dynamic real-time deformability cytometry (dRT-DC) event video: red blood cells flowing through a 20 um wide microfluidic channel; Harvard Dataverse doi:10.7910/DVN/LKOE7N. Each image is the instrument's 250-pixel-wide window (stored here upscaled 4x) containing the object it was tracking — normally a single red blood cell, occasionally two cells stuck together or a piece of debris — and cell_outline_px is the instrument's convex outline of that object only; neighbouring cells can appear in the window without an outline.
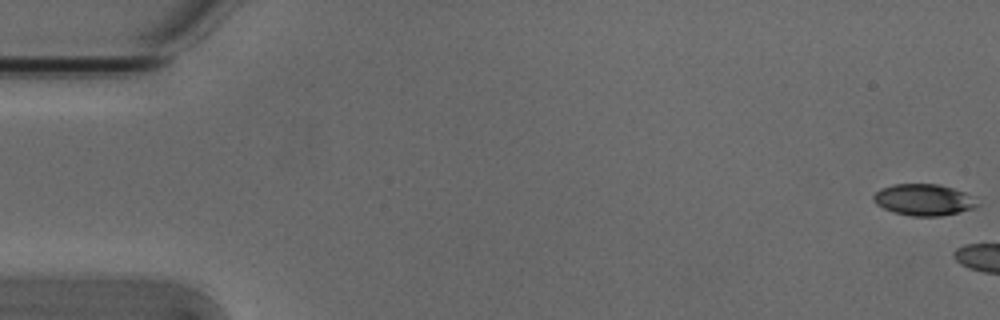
{"species": "Egyptian fruit bat (a non-hibernating species)", "species_latin": "Rousettus aegyptiacus", "temperature_condition": "cold", "stored_images_in_passage": 5, "camera_frame_rate_fps": 3000, "um_per_image_px": 0.085, "animal": {"sex": "male"}, "frame": {"image": 1, "passage_image": 1, "time_ms": 0.0, "image_size_px": [1000, 320], "cell_outline_px": [[980, 204], [976, 208], [960, 212], [940, 216], [912, 216], [892, 212], [876, 204], [872, 200], [872, 196], [880, 188], [892, 184], [940, 184], [976, 196]], "centroid_in_image_um": [78.55, 16.98], "position_along_channel_um": 6.4, "area_um2": 19.42}}